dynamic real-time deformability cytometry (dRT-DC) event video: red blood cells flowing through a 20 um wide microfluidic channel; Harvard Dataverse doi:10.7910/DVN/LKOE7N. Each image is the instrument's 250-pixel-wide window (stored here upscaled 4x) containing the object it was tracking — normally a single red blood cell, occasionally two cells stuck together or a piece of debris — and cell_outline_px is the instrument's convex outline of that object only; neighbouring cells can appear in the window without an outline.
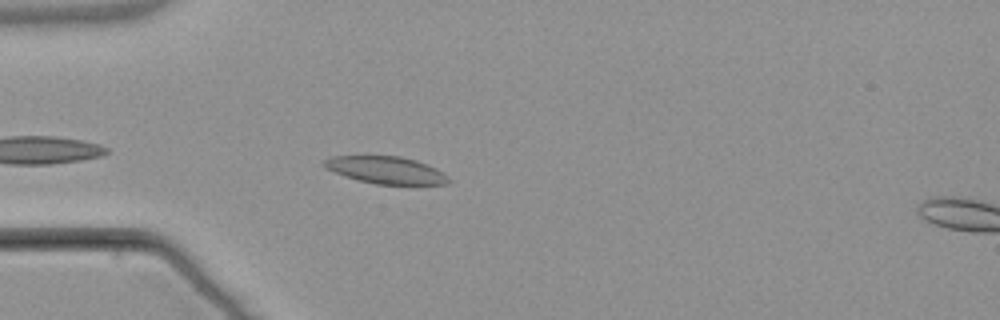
{"species": "common noctule bat (a hibernating species)", "species_latin": "Nyctalus noctula", "temperature_condition": "warm", "stored_images_in_passage": 5, "camera_frame_rate_fps": 3000, "um_per_image_px": 0.085, "animal": {"sex": "male", "body_mass_g": 21.5, "forearm_length_mm": 52.0}, "frame": {"image": 1, "passage_image": 4, "time_ms": 3.667, "image_size_px": [1000, 320], "cell_outline_px": [[452, 180], [448, 184], [376, 184], [356, 180], [344, 176], [324, 168], [320, 164], [328, 156], [400, 156], [416, 160], [428, 164], [444, 172]], "centroid_in_image_um": [32.79, 14.45], "position_along_channel_um": 52.2, "area_um2": 20.06}}